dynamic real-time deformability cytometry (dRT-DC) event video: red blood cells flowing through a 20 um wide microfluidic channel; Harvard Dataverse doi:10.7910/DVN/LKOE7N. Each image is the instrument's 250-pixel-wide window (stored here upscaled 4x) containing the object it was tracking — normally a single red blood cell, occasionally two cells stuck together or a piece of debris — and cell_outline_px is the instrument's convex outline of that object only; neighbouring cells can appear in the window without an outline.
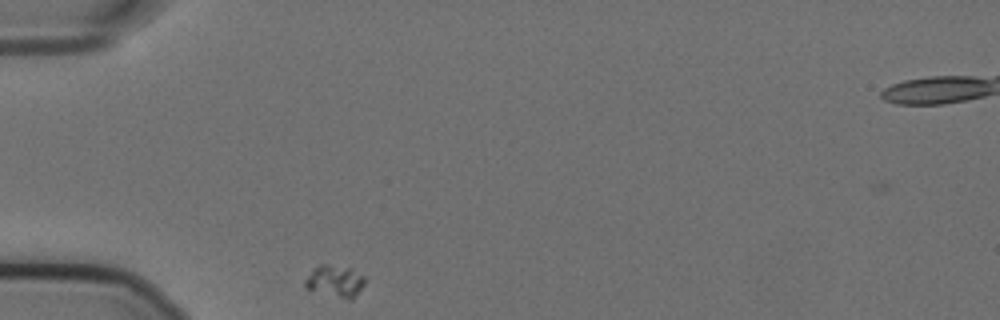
{"species": "Egyptian fruit bat (a non-hibernating species)", "species_latin": "Rousettus aegyptiacus", "temperature_condition": "cold", "stored_images_in_passage": 35, "camera_frame_rate_fps": 3000, "um_per_image_px": 0.085, "animal": {"sex": "female"}, "frame": {"image": 1, "passage_image": 1, "time_ms": 0.0, "image_size_px": [1000, 320], "cell_outline_px": [[364, 284], [352, 300], [348, 300], [304, 288], [304, 280], [320, 264], [324, 264], [352, 268], [364, 276]], "centroid_in_image_um": [28.49, 23.91], "position_along_channel_um": 56.5, "area_um2": 10.98}}
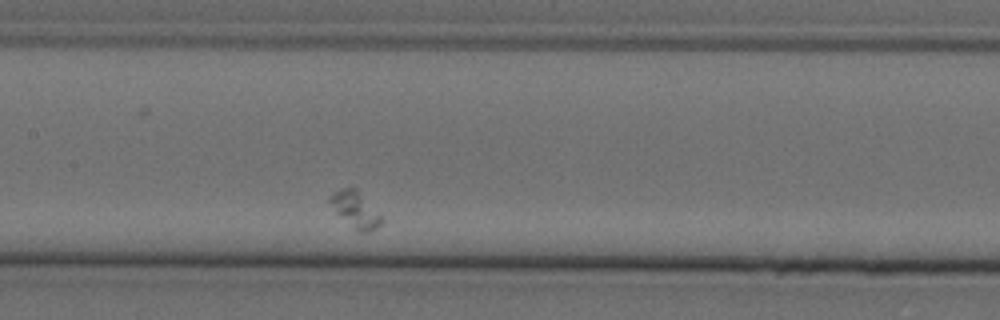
{"frame": {"image": 2, "passage_image": 14, "time_ms": 4.333, "image_size_px": [1000, 320], "cell_outline_px": [[384, 220], [376, 228], [368, 232], [360, 232], [336, 212], [328, 200], [328, 196], [332, 192], [352, 184], [384, 216]], "centroid_in_image_um": [30.24, 17.75], "position_along_channel_um": 177.2, "area_um2": 11.04}}
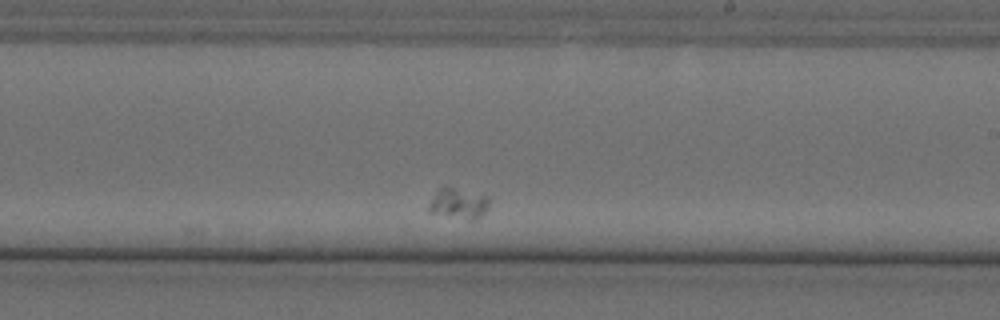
{"frame": {"image": 3, "passage_image": 21, "time_ms": 6.667, "image_size_px": [1000, 320], "cell_outline_px": [[488, 208], [484, 212], [476, 216], [468, 216], [428, 212], [428, 204], [440, 188], [444, 184], [488, 196]], "centroid_in_image_um": [38.93, 17.18], "position_along_channel_um": 250.1, "area_um2": 10.0}}